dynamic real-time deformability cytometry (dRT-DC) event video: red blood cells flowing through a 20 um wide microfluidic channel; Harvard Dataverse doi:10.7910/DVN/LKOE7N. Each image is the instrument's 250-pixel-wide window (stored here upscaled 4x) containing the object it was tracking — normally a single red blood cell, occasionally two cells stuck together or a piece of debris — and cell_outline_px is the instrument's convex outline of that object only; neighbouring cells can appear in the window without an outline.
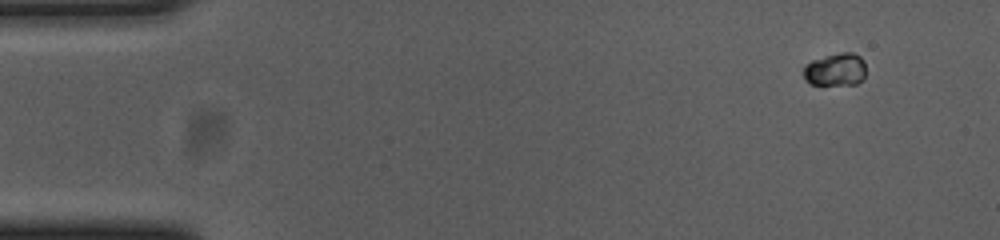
{"species": "common noctule bat (a hibernating species)", "species_latin": "Nyctalus noctula", "temperature_condition": "cold", "stored_images_in_passage": 52, "camera_frame_rate_fps": 3000, "um_per_image_px": 0.085, "animal": {"sex": "female", "body_mass_g": 23.0, "forearm_length_mm": 53.4}, "frame": {"image": 1, "passage_image": 1, "time_ms": 0.0, "image_size_px": [1000, 240], "cell_outline_px": [[864, 76], [856, 84], [812, 84], [804, 80], [804, 64], [812, 60], [824, 56], [840, 52], [852, 52], [860, 56], [864, 60]], "centroid_in_image_um": [70.99, 5.89], "position_along_channel_um": 14.0, "area_um2": 11.91}}
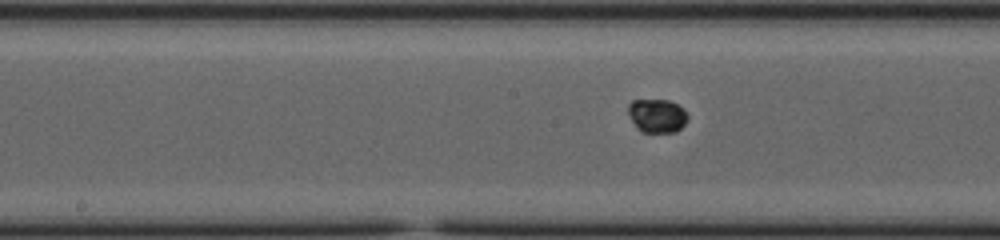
{"frame": {"image": 2, "passage_image": 25, "time_ms": 8.0, "image_size_px": [1000, 240], "cell_outline_px": [[688, 116], [684, 124], [676, 132], [640, 132], [636, 128], [628, 112], [628, 104], [632, 100], [668, 100], [684, 108]], "centroid_in_image_um": [55.84, 9.84], "position_along_channel_um": 192.4, "area_um2": 11.68}}
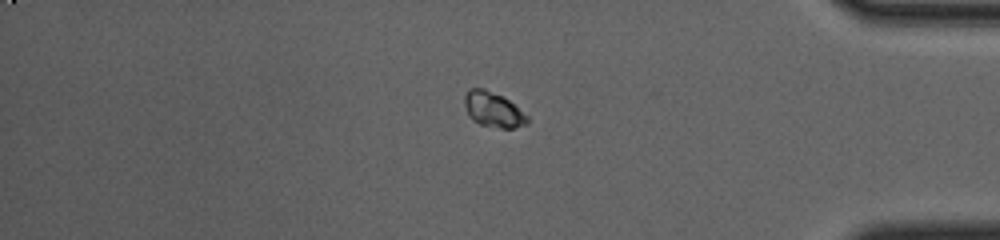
{"frame": {"image": 3, "passage_image": 44, "time_ms": 14.333, "image_size_px": [1000, 240], "cell_outline_px": [[528, 124], [512, 128], [500, 128], [480, 124], [472, 120], [468, 116], [464, 104], [464, 96], [472, 88], [484, 88], [508, 100], [528, 116]], "centroid_in_image_um": [41.91, 9.33], "position_along_channel_um": 393.3, "area_um2": 12.66}}